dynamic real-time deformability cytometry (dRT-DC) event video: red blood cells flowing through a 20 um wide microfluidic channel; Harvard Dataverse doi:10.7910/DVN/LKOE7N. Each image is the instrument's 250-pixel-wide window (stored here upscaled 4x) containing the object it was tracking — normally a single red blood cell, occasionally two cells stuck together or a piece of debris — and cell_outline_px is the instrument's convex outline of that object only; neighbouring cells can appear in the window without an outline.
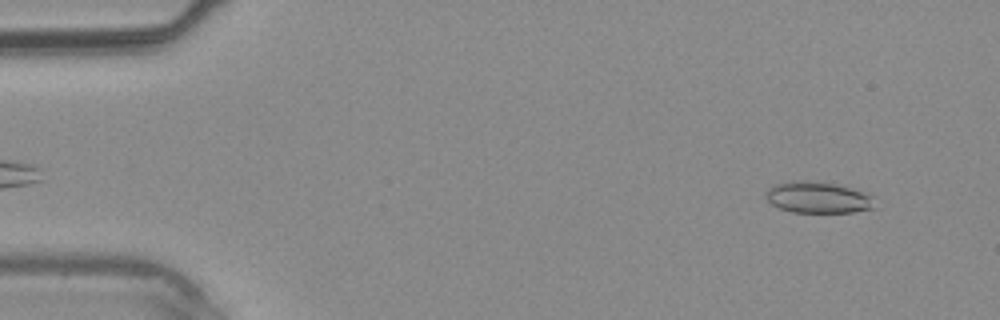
{"species": "common noctule bat (a hibernating species)", "species_latin": "Nyctalus noctula", "temperature_condition": "warm", "stored_images_in_passage": 7, "camera_frame_rate_fps": 3000, "um_per_image_px": 0.085, "animal": {"sex": "male", "body_mass_g": 20.4}, "frame": {"image": 1, "passage_image": 1, "time_ms": 0.0, "image_size_px": [1000, 320], "cell_outline_px": [[876, 208], [852, 212], [792, 212], [780, 208], [772, 204], [764, 196], [764, 192], [768, 188], [776, 184], [792, 180], [804, 180], [836, 184], [868, 192], [872, 196]], "centroid_in_image_um": [69.54, 16.77], "position_along_channel_um": 15.5, "area_um2": 20.11}}